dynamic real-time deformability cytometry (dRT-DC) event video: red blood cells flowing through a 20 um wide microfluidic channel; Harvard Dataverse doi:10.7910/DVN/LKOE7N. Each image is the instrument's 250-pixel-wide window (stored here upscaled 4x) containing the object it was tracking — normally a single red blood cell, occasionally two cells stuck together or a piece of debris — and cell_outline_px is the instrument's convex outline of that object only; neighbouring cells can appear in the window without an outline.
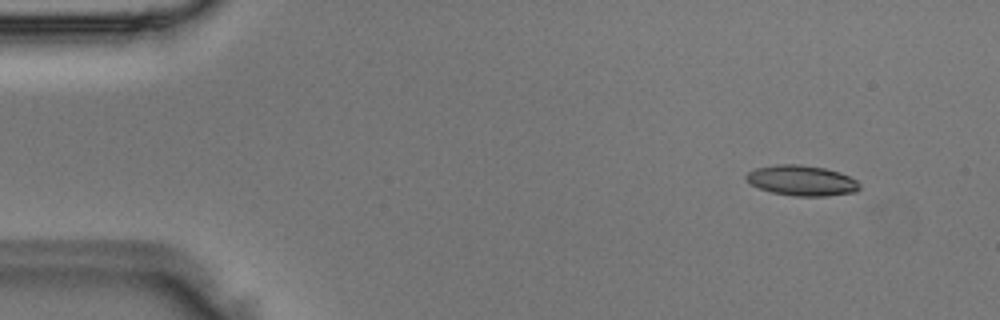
{"species": "Egyptian fruit bat (a non-hibernating species)", "species_latin": "Rousettus aegyptiacus", "temperature_condition": "room temperature", "stored_images_in_passage": 5, "camera_frame_rate_fps": 3000, "um_per_image_px": 0.085, "animal": {"sex": "male"}, "frame": {"image": 1, "passage_image": 1, "time_ms": 0.0, "image_size_px": [1000, 320], "cell_outline_px": [[860, 188], [856, 192], [824, 196], [792, 196], [772, 192], [760, 188], [752, 184], [744, 176], [748, 172], [756, 168], [776, 164], [800, 164], [824, 168], [840, 172], [856, 180], [860, 184]], "centroid_in_image_um": [68.16, 15.34], "position_along_channel_um": 16.8, "area_um2": 20.0}}